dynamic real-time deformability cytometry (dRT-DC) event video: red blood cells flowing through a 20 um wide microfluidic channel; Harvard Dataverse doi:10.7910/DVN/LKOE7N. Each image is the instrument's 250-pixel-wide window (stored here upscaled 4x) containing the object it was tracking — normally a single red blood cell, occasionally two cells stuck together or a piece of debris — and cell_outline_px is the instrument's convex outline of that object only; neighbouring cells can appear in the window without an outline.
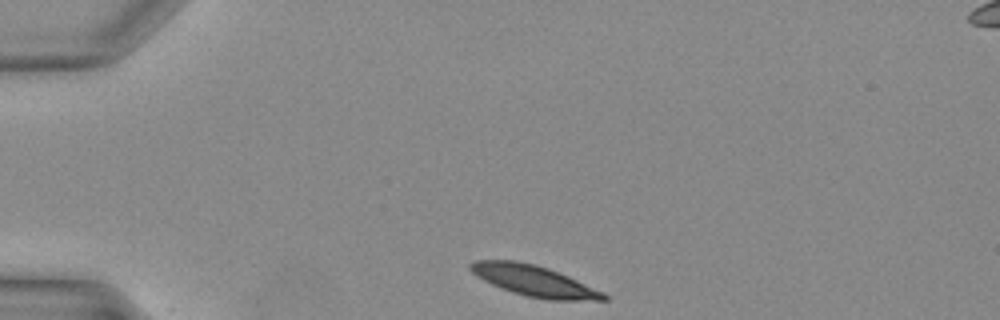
{"species": "Egyptian fruit bat (a non-hibernating species)", "species_latin": "Rousettus aegyptiacus", "temperature_condition": "warm", "stored_images_in_passage": 26, "camera_frame_rate_fps": 3000, "um_per_image_px": 0.085, "animal": {"sex": "female"}, "frame": {"image": 1, "passage_image": 1, "time_ms": 0.0, "image_size_px": [1000, 320], "cell_outline_px": [[608, 300], [548, 300], [524, 296], [512, 292], [492, 284], [476, 276], [468, 268], [468, 264], [476, 260], [516, 260], [536, 264], [548, 268], [568, 276], [604, 292], [608, 296]], "centroid_in_image_um": [45.39, 23.87], "position_along_channel_um": 39.6, "area_um2": 24.04}}
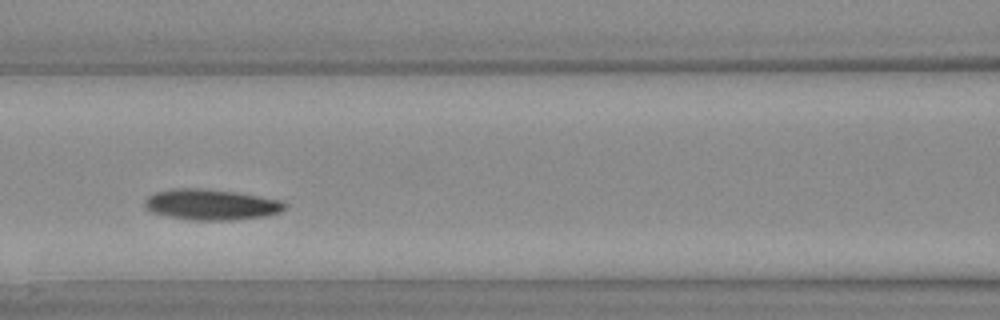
{"frame": {"image": 2, "passage_image": 10, "time_ms": 3.0, "image_size_px": [1000, 320], "cell_outline_px": [[288, 208], [280, 212], [264, 216], [236, 220], [192, 220], [168, 216], [152, 212], [144, 208], [144, 200], [148, 196], [156, 192], [172, 188], [204, 188], [236, 192], [280, 200], [288, 204]], "centroid_in_image_um": [17.95, 17.38], "position_along_channel_um": 148.7, "area_um2": 25.32}}
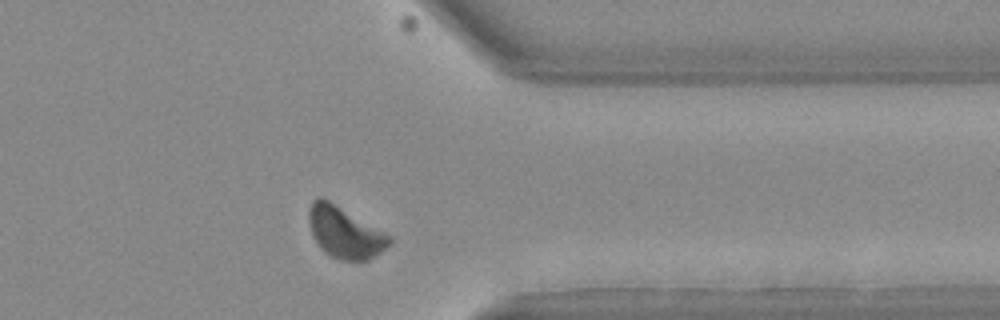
{"frame": {"image": 3, "passage_image": 24, "time_ms": 7.667, "image_size_px": [1000, 320], "cell_outline_px": [[392, 240], [380, 252], [368, 260], [340, 260], [324, 252], [320, 248], [312, 232], [308, 220], [308, 208], [312, 200], [320, 196], [328, 200], [392, 236]], "centroid_in_image_um": [29.28, 19.74], "position_along_channel_um": 382.1, "area_um2": 23.76}}